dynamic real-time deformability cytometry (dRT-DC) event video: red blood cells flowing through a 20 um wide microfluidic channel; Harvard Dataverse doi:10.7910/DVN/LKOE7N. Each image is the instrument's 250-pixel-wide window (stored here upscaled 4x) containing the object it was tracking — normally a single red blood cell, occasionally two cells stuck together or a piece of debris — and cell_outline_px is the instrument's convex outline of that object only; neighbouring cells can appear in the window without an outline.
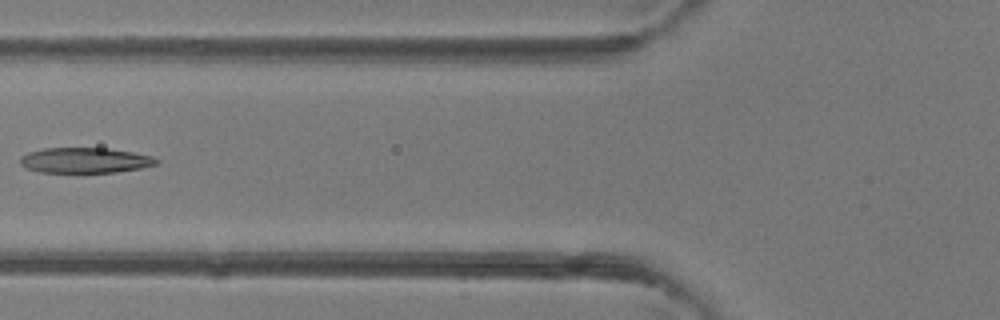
{"species": "common noctule bat (a hibernating species)", "species_latin": "Nyctalus noctula", "temperature_condition": "room temperature", "stored_images_in_passage": 6, "camera_frame_rate_fps": 3000, "um_per_image_px": 0.085, "animal": {"sex": "female"}, "frame": {"image": 1, "passage_image": 6, "time_ms": 5.667, "image_size_px": [1000, 320], "cell_outline_px": [[160, 164], [140, 168], [116, 172], [40, 172], [24, 168], [20, 164], [20, 156], [28, 152], [44, 148], [108, 148], [132, 152], [152, 156], [160, 160]], "centroid_in_image_um": [7.22, 13.62], "position_along_channel_um": 118.6, "area_um2": 20.29}}